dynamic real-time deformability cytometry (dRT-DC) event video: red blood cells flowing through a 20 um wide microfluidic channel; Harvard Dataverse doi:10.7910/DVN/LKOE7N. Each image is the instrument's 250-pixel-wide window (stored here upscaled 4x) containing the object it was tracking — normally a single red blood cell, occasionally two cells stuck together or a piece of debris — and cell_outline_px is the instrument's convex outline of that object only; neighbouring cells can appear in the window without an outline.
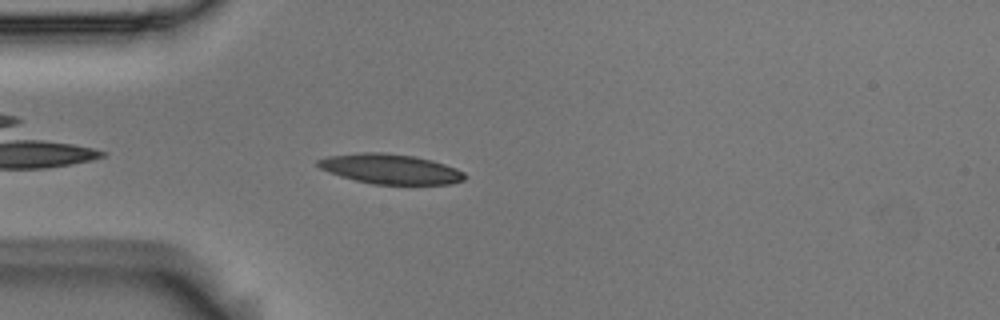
{"species": "Egyptian fruit bat (a non-hibernating species)", "species_latin": "Rousettus aegyptiacus", "temperature_condition": "room temperature", "stored_images_in_passage": 34, "camera_frame_rate_fps": 3000, "um_per_image_px": 0.085, "animal": {"sex": "male"}, "frame": {"image": 1, "passage_image": 2, "time_ms": 0.333, "image_size_px": [1000, 320], "cell_outline_px": [[468, 176], [464, 180], [452, 184], [372, 184], [340, 176], [328, 172], [320, 168], [316, 164], [316, 160], [328, 156], [360, 152], [380, 152], [412, 156], [432, 160], [456, 168], [464, 172]], "centroid_in_image_um": [33.18, 14.36], "position_along_channel_um": 51.8, "area_um2": 25.61}}
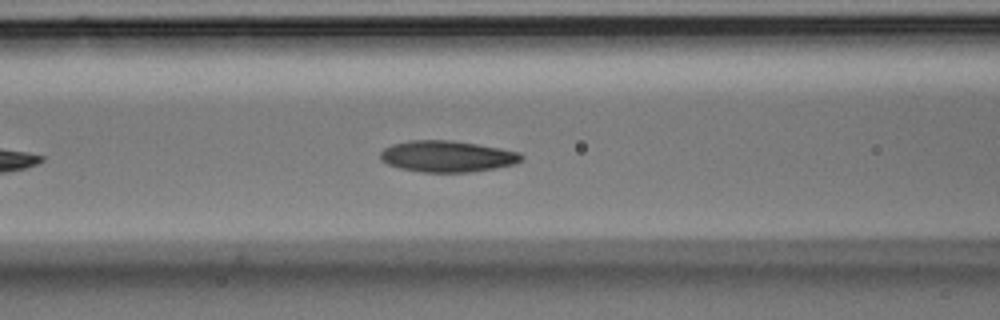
{"frame": {"image": 2, "passage_image": 9, "time_ms": 2.667, "image_size_px": [1000, 320], "cell_outline_px": [[524, 160], [516, 164], [496, 168], [472, 172], [420, 172], [400, 168], [388, 164], [380, 160], [380, 152], [384, 148], [392, 144], [408, 140], [452, 140], [500, 148], [520, 152], [524, 156]], "centroid_in_image_um": [38.03, 13.29], "position_along_channel_um": 128.6, "area_um2": 26.01}}
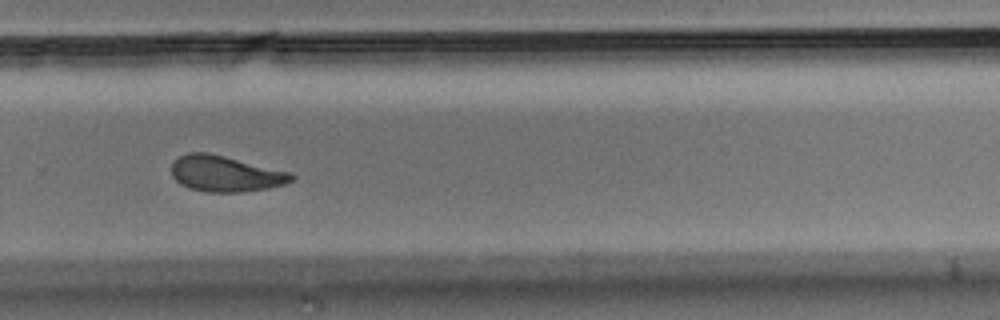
{"frame": {"image": 3, "passage_image": 24, "time_ms": 7.667, "image_size_px": [1000, 320], "cell_outline_px": [[296, 176], [292, 180], [284, 184], [268, 188], [244, 192], [208, 192], [188, 188], [180, 184], [172, 176], [172, 164], [180, 156], [188, 152], [208, 152], [292, 172]], "centroid_in_image_um": [19.17, 14.77], "position_along_channel_um": 310.6, "area_um2": 25.2}, "authors_computed_cell_mechanics": {"area_um2": 25.2008, "velocity_mm_per_s": 3.6482, "shape_relaxation_time_tau1_ms": 3.8761, "shape_relaxation_time_tau2_ms": 3.1093, "deformation_change_tau1": 0.1335, "deformation_change_tau2": 0.1001}}